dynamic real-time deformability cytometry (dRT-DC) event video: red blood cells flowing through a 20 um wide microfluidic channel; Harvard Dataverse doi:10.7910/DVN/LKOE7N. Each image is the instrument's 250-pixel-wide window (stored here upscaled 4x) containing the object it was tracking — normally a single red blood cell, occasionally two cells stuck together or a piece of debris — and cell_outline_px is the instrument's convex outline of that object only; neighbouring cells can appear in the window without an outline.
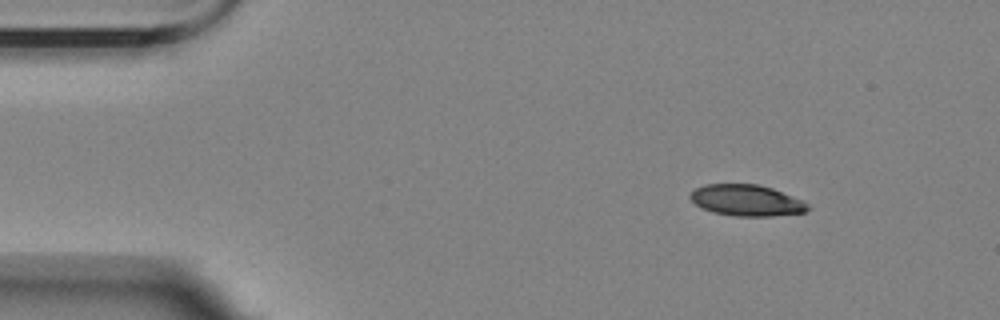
{"species": "Egyptian fruit bat (a non-hibernating species)", "species_latin": "Rousettus aegyptiacus", "temperature_condition": "room temperature", "stored_images_in_passage": 7, "camera_frame_rate_fps": 3000, "um_per_image_px": 0.085, "animal": {"sex": "female"}, "frame": {"image": 1, "passage_image": 1, "time_ms": 0.0, "image_size_px": [1000, 320], "cell_outline_px": [[812, 208], [804, 212], [772, 216], [736, 216], [712, 212], [696, 204], [688, 196], [696, 188], [704, 184], [760, 184], [772, 188], [800, 200], [808, 204]], "centroid_in_image_um": [63.45, 17.03], "position_along_channel_um": 21.6, "area_um2": 21.21}}
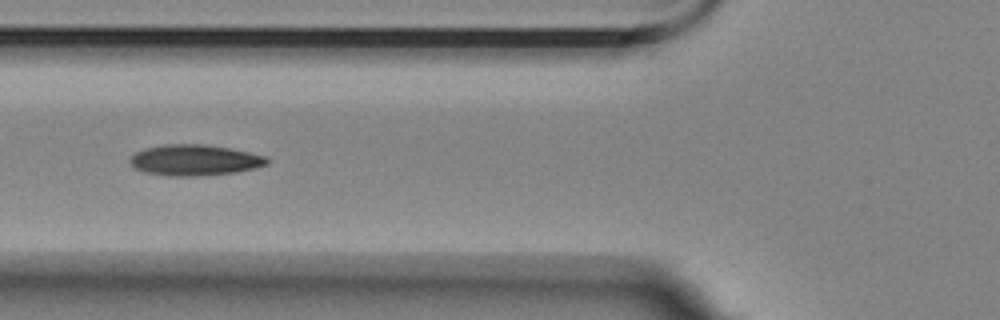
{"frame": {"image": 2, "passage_image": 5, "time_ms": 4.667, "image_size_px": [1000, 320], "cell_outline_px": [[268, 164], [256, 168], [236, 172], [196, 176], [168, 176], [144, 172], [132, 168], [128, 160], [136, 152], [144, 148], [164, 144], [204, 144], [228, 148], [248, 152], [264, 156], [268, 160]], "centroid_in_image_um": [16.49, 13.61], "position_along_channel_um": 109.3, "area_um2": 24.74}}
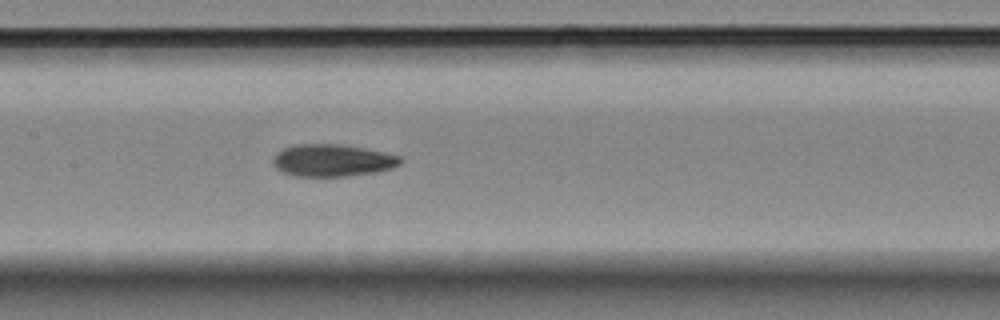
{"frame": {"image": 3, "passage_image": 7, "time_ms": 6.667, "image_size_px": [1000, 320], "cell_outline_px": [[404, 160], [400, 164], [392, 168], [376, 172], [348, 176], [296, 176], [284, 172], [276, 168], [272, 160], [284, 148], [296, 144], [340, 144], [400, 156]], "centroid_in_image_um": [28.27, 13.64], "position_along_channel_um": 179.1, "area_um2": 23.52}}